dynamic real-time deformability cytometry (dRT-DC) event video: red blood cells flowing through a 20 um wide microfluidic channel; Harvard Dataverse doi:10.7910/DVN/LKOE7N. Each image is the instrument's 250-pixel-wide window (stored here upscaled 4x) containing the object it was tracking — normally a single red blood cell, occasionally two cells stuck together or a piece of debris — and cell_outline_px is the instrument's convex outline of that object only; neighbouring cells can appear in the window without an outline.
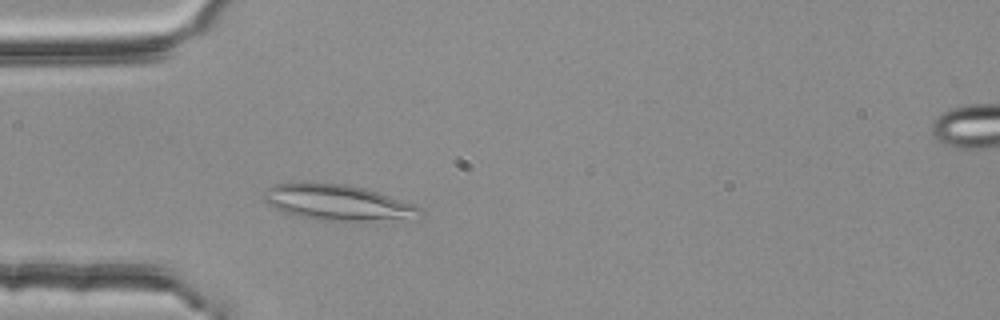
{"species": "common noctule bat (a hibernating species)", "species_latin": "Nyctalus noctula", "temperature_condition": "room temperature", "stored_images_in_passage": 4, "segment_of_instrument_passage": [1, 2], "camera_frame_rate_fps": 3000, "um_per_image_px": 0.085, "animal": {"sex": "female", "body_mass_g": 25.1}, "frame": {"image": 1, "passage_image": 3, "time_ms": 0.667, "image_size_px": [1000, 320], "cell_outline_px": [[424, 212], [360, 224], [352, 224], [316, 220], [292, 216], [268, 204], [264, 200], [264, 192], [272, 184], [296, 180], [344, 184], [364, 188], [412, 204], [420, 208]], "centroid_in_image_um": [28.51, 17.21], "position_along_channel_um": 56.5, "area_um2": 33.18}}